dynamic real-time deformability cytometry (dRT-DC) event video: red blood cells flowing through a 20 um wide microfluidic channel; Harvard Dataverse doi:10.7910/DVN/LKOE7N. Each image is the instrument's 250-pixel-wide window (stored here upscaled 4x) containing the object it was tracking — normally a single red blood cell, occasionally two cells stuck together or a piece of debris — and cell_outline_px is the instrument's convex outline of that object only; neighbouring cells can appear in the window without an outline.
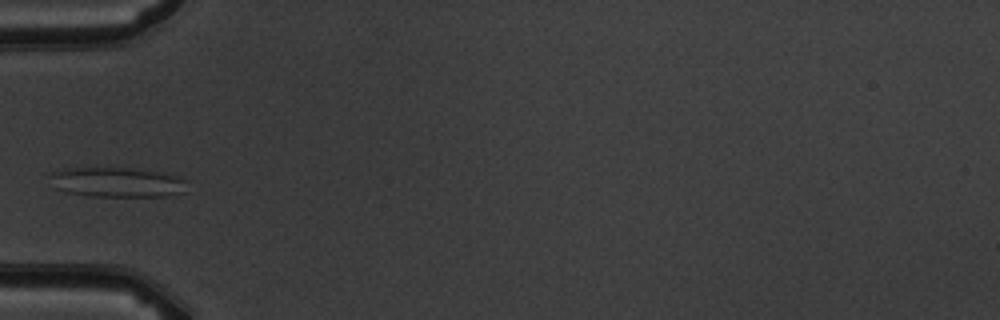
{"species": "common noctule bat (a hibernating species)", "species_latin": "Nyctalus noctula", "temperature_condition": "warm", "stored_images_in_passage": 2, "camera_frame_rate_fps": 3000, "um_per_image_px": 0.085, "animal": {"sex": "male", "body_mass_g": 19.5, "forearm_length_mm": 54.6}, "frame": {"image": 1, "passage_image": 2, "time_ms": 1.0, "image_size_px": [1000, 320], "cell_outline_px": [[188, 180], [184, 192], [168, 196], [92, 196], [64, 192], [56, 188], [48, 176], [52, 172], [64, 168], [132, 168], [164, 172]], "centroid_in_image_um": [9.96, 15.48], "position_along_channel_um": 75.0, "area_um2": 24.04}}